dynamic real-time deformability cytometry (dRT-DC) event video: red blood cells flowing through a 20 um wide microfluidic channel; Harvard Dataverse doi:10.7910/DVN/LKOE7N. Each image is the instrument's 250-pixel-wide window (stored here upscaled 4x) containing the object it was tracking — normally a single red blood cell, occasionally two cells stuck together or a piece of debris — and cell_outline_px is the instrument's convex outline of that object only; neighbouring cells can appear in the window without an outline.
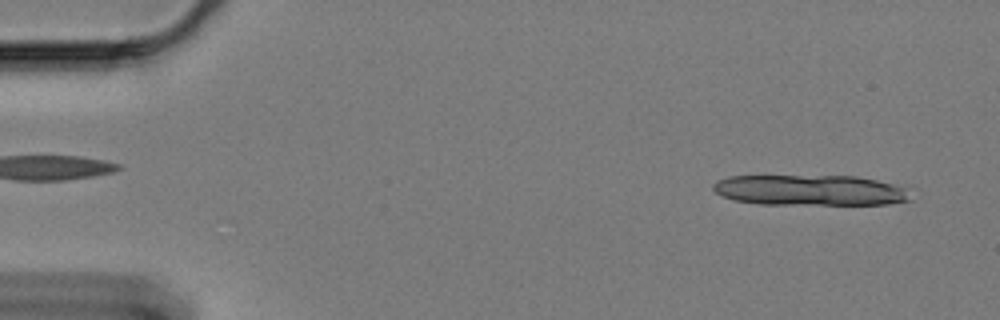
{"species": "Egyptian fruit bat (a non-hibernating species)", "species_latin": "Rousettus aegyptiacus", "temperature_condition": "cold", "stored_images_in_passage": 13, "camera_frame_rate_fps": 3000, "um_per_image_px": 0.085, "animal": {"sex": "female"}, "frame": {"image": 1, "passage_image": 3, "time_ms": 0.667, "image_size_px": [1000, 320], "cell_outline_px": [[912, 200], [888, 204], [760, 204], [736, 200], [724, 196], [716, 192], [712, 188], [712, 184], [716, 180], [728, 176], [856, 176], [876, 180], [892, 184], [904, 188]], "centroid_in_image_um": [68.82, 16.16], "position_along_channel_um": 16.2, "area_um2": 35.03}}